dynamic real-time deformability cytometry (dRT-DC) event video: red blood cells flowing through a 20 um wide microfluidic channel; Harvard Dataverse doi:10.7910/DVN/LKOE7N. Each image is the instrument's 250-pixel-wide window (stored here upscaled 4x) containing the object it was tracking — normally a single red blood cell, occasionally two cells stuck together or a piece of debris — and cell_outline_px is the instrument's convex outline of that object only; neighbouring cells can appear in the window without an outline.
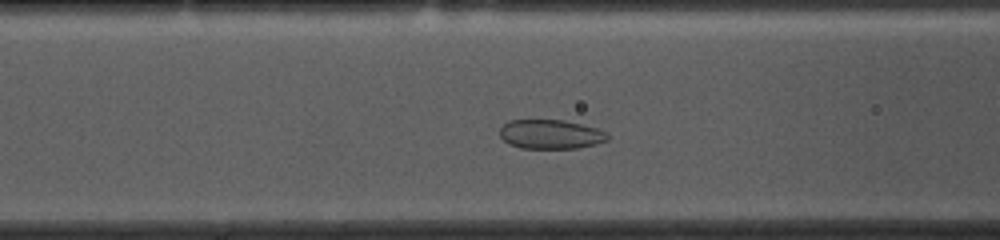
{"species": "common noctule bat (a hibernating species)", "species_latin": "Nyctalus noctula", "temperature_condition": "cold", "stored_images_in_passage": 50, "camera_frame_rate_fps": 3000, "um_per_image_px": 0.085, "animal": {"sex": "female", "body_mass_g": 10.0, "forearm_length_mm": 53.1}, "frame": {"image": 1, "passage_image": 16, "time_ms": 5.0, "image_size_px": [1000, 240], "cell_outline_px": [[608, 140], [596, 144], [580, 148], [520, 148], [508, 144], [500, 136], [500, 128], [508, 120], [564, 120], [596, 128], [604, 132], [608, 136]], "centroid_in_image_um": [46.77, 11.42], "position_along_channel_um": 119.8, "area_um2": 18.32}}
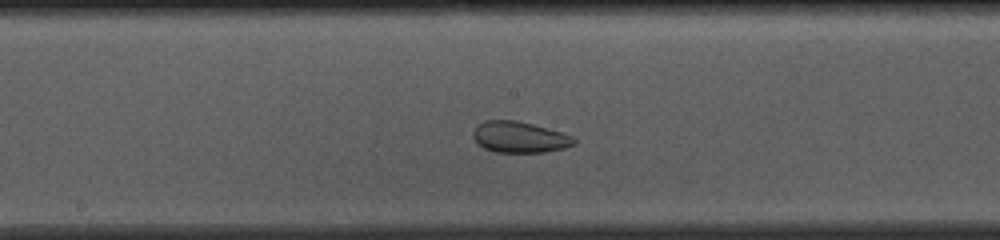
{"frame": {"image": 2, "passage_image": 23, "time_ms": 7.333, "image_size_px": [1000, 240], "cell_outline_px": [[576, 144], [564, 148], [540, 152], [496, 152], [484, 148], [476, 144], [472, 136], [472, 132], [484, 120], [516, 120], [548, 128], [572, 136], [576, 140]], "centroid_in_image_um": [44.13, 11.65], "position_along_channel_um": 204.1, "area_um2": 18.26}}
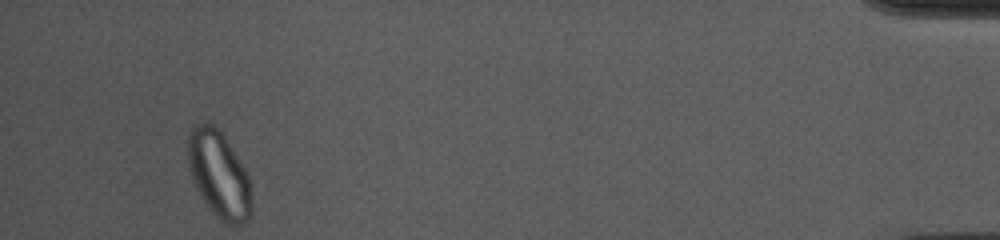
{"frame": {"image": 3, "passage_image": 47, "time_ms": 15.333, "image_size_px": [1000, 240], "cell_outline_px": [[252, 216], [244, 224], [228, 224], [220, 220], [212, 212], [196, 188], [188, 164], [188, 136], [192, 128], [200, 120], [208, 120], [224, 136], [244, 168], [248, 176], [252, 188]], "centroid_in_image_um": [18.63, 14.84], "position_along_channel_um": 416.6, "area_um2": 32.31}, "authors_computed_cell_mechanics": {"area_um2": 23.4379, "velocity_mm_per_s": 3.6035, "shape_relaxation_time_tau1_ms": null, "shape_relaxation_time_tau2_ms": 1.7006, "deformation_change_tau1": null, "deformation_change_tau2": 0.0617}}